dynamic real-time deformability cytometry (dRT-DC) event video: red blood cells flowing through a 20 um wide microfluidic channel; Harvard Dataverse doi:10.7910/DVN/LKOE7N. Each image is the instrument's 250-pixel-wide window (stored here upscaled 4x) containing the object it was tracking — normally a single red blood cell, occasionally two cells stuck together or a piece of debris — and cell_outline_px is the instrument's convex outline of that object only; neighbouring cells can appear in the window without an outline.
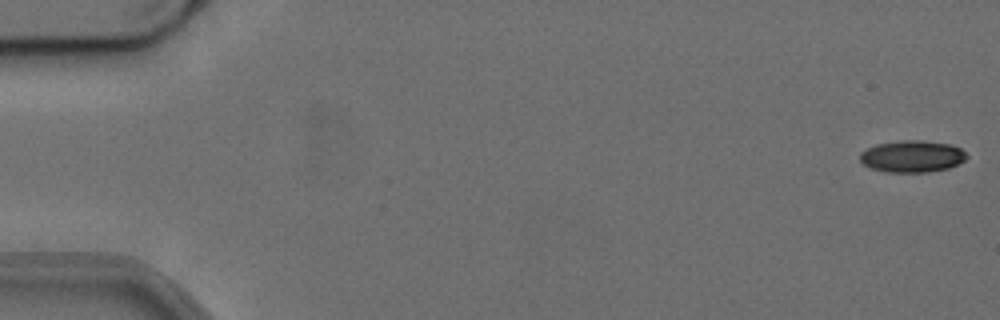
{"species": "common noctule bat (a hibernating species)", "species_latin": "Nyctalus noctula", "temperature_condition": "cold", "stored_images_in_passage": 19, "camera_frame_rate_fps": 3000, "um_per_image_px": 0.085, "animal": {"sex": "female", "body_mass_g": 24.6, "forearm_length_mm": 56.2}, "frame": {"image": 1, "passage_image": 1, "time_ms": 0.0, "image_size_px": [1000, 320], "cell_outline_px": [[968, 156], [964, 160], [948, 168], [928, 172], [888, 172], [872, 168], [864, 164], [860, 160], [860, 152], [876, 144], [900, 140], [924, 140], [948, 144], [960, 148]], "centroid_in_image_um": [77.52, 13.28], "position_along_channel_um": 7.5, "area_um2": 19.65}}
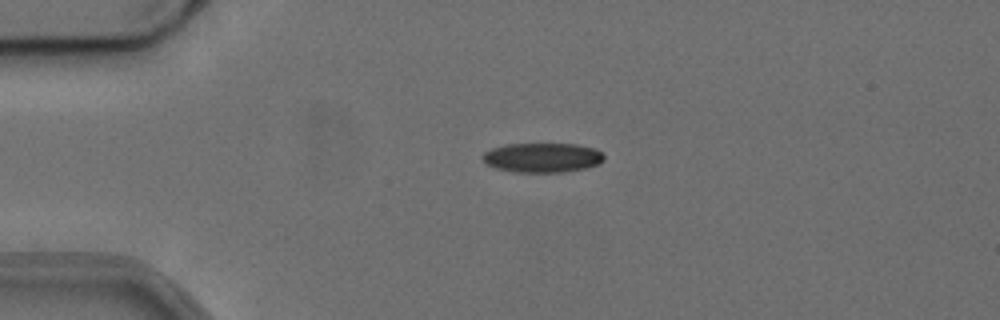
{"frame": {"image": 2, "passage_image": 13, "time_ms": 4.0, "image_size_px": [1000, 320], "cell_outline_px": [[604, 160], [588, 168], [564, 172], [512, 172], [496, 168], [488, 164], [480, 156], [484, 152], [492, 148], [508, 144], [576, 144], [596, 148], [604, 156]], "centroid_in_image_um": [46.11, 13.4], "position_along_channel_um": 38.9, "area_um2": 20.92}}
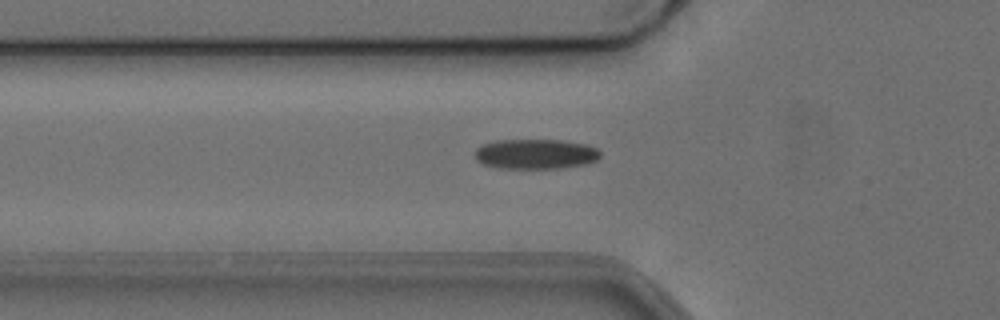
{"frame": {"image": 3, "passage_image": 19, "time_ms": 6.0, "image_size_px": [1000, 320], "cell_outline_px": [[600, 156], [596, 160], [584, 164], [560, 168], [496, 168], [484, 164], [476, 160], [476, 148], [484, 144], [496, 140], [560, 140], [588, 144], [596, 148], [600, 152]], "centroid_in_image_um": [45.52, 13.09], "position_along_channel_um": 80.3, "area_um2": 21.85}}